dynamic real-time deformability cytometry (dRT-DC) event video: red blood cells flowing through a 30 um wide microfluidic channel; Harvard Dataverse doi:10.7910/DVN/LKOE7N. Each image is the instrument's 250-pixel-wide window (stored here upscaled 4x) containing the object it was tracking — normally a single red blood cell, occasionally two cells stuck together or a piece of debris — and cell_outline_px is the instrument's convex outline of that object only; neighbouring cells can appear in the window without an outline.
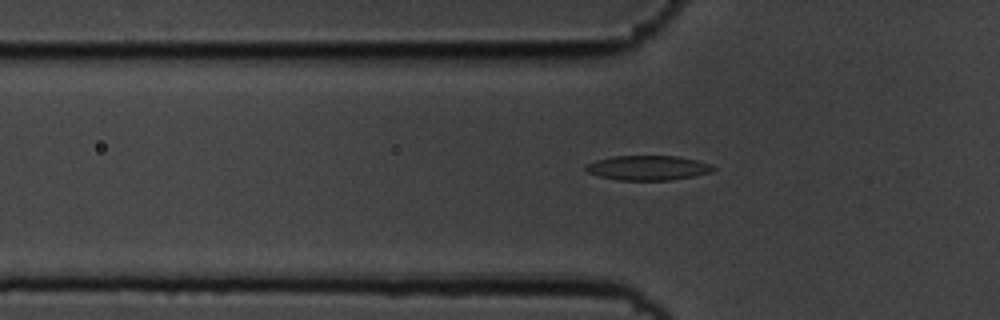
{"species": "common noctule bat (a hibernating species)", "species_latin": "Nyctalus noctula", "temperature_condition": "cold", "stored_images_in_passage": 38, "camera_frame_rate_fps": 3000, "um_per_image_px": 0.085, "animal": {"sex": "male", "body_mass_g": 19.5, "forearm_length_mm": 54.6}, "frame": {"image": 1, "passage_image": 4, "time_ms": 1.0, "image_size_px": [1000, 320], "cell_outline_px": [[716, 168], [712, 172], [672, 180], [620, 180], [600, 176], [588, 172], [584, 168], [584, 164], [596, 160], [612, 156], [676, 156], [696, 160], [712, 164]], "centroid_in_image_um": [55.07, 14.26], "position_along_channel_um": 70.7, "area_um2": 18.32}}
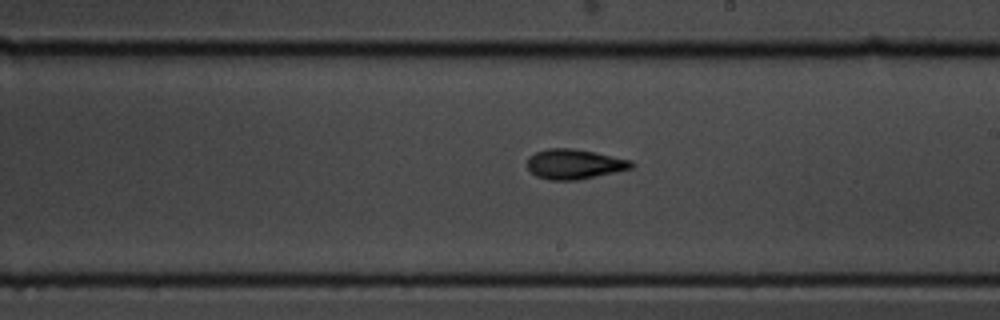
{"frame": {"image": 2, "passage_image": 18, "time_ms": 5.667, "image_size_px": [1000, 320], "cell_outline_px": [[636, 164], [632, 168], [576, 180], [548, 180], [536, 176], [528, 168], [528, 156], [536, 152], [548, 148], [568, 148], [592, 152], [632, 160]], "centroid_in_image_um": [48.8, 13.95], "position_along_channel_um": 240.2, "area_um2": 17.92}}
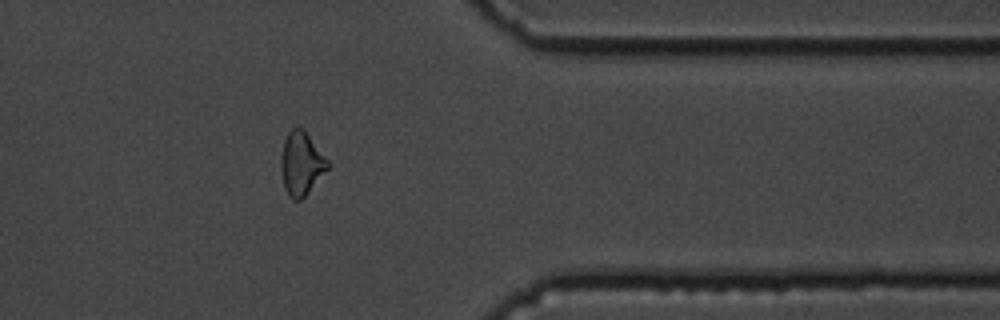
{"frame": {"image": 3, "passage_image": 31, "time_ms": 10.0, "image_size_px": [1000, 320], "cell_outline_px": [[332, 164], [304, 196], [300, 200], [292, 200], [288, 196], [284, 188], [280, 168], [280, 160], [284, 140], [288, 132], [292, 128], [300, 128], [308, 136]], "centroid_in_image_um": [25.59, 13.93], "position_along_channel_um": 385.8, "area_um2": 17.05}, "authors_computed_cell_mechanics": {"area_um2": 17.6579, "velocity_mm_per_s": 3.6331, "shape_relaxation_time_tau1_ms": 3.1509, "shape_relaxation_time_tau2_ms": 3.3521, "deformation_change_tau1": 0.1196, "deformation_change_tau2": 0.1012}}